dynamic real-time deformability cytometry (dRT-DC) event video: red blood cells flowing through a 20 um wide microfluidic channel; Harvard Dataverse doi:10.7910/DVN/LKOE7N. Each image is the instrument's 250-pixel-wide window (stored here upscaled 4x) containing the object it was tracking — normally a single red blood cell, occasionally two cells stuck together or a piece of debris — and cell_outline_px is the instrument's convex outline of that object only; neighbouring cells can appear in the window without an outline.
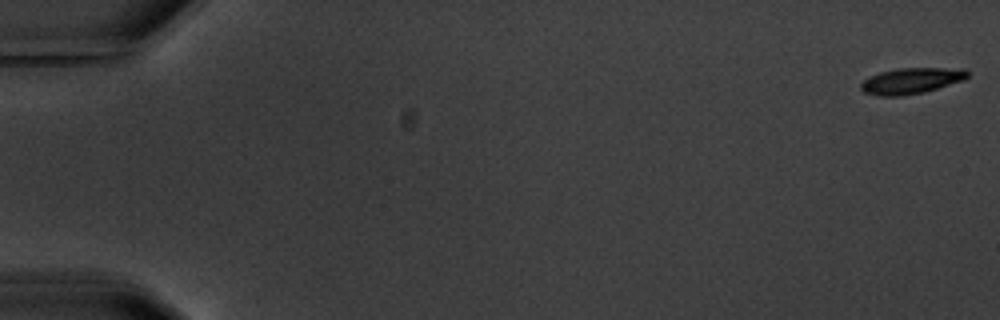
{"species": "common noctule bat (a hibernating species)", "species_latin": "Nyctalus noctula", "temperature_condition": "warm", "stored_images_in_passage": 5, "camera_frame_rate_fps": 3000, "um_per_image_px": 0.085, "animal": {"sex": "male", "body_mass_g": 20.1, "forearm_length_mm": 53.5}, "frame": {"image": 1, "passage_image": 1, "time_ms": 0.0, "image_size_px": [1000, 320], "cell_outline_px": [[968, 76], [964, 80], [924, 92], [900, 96], [880, 96], [864, 92], [860, 88], [860, 84], [868, 76], [880, 72], [900, 68], [964, 68], [968, 72]], "centroid_in_image_um": [77.45, 6.86], "position_along_channel_um": 7.6, "area_um2": 16.13}}
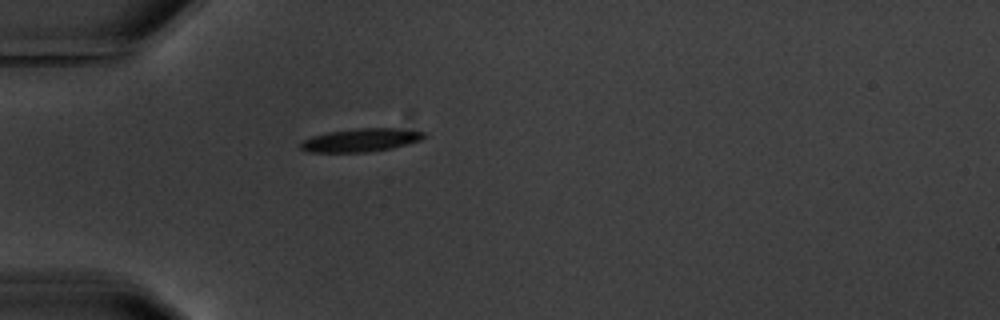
{"frame": {"image": 2, "passage_image": 5, "time_ms": 5.667, "image_size_px": [1000, 320], "cell_outline_px": [[428, 136], [420, 140], [392, 148], [368, 152], [308, 152], [300, 148], [300, 144], [304, 140], [312, 136], [328, 132], [356, 128], [396, 128], [424, 132]], "centroid_in_image_um": [30.67, 11.91], "position_along_channel_um": 54.3, "area_um2": 16.65}}